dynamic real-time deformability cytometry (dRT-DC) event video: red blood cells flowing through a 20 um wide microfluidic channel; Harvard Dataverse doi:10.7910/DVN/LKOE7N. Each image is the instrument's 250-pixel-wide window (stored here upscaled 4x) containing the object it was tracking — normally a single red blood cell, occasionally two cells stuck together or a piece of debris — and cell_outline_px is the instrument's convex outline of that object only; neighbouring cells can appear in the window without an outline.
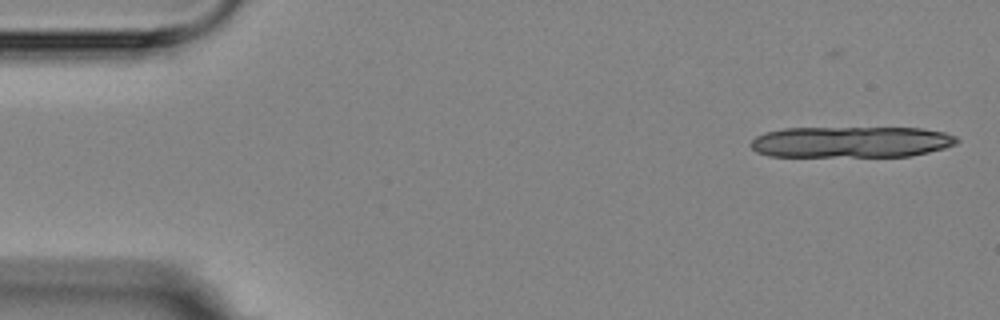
{"species": "Egyptian fruit bat (a non-hibernating species)", "species_latin": "Rousettus aegyptiacus", "temperature_condition": "room temperature", "stored_images_in_passage": 6, "camera_frame_rate_fps": 3000, "um_per_image_px": 0.085, "animal": {"sex": "female"}, "frame": {"image": 1, "passage_image": 2, "time_ms": 1.0, "image_size_px": [1000, 320], "cell_outline_px": [[960, 140], [956, 144], [944, 148], [912, 156], [768, 156], [756, 152], [748, 144], [756, 136], [768, 132], [784, 128], [920, 128], [944, 132], [956, 136]], "centroid_in_image_um": [72.35, 12.07], "position_along_channel_um": 12.7, "area_um2": 37.45}}